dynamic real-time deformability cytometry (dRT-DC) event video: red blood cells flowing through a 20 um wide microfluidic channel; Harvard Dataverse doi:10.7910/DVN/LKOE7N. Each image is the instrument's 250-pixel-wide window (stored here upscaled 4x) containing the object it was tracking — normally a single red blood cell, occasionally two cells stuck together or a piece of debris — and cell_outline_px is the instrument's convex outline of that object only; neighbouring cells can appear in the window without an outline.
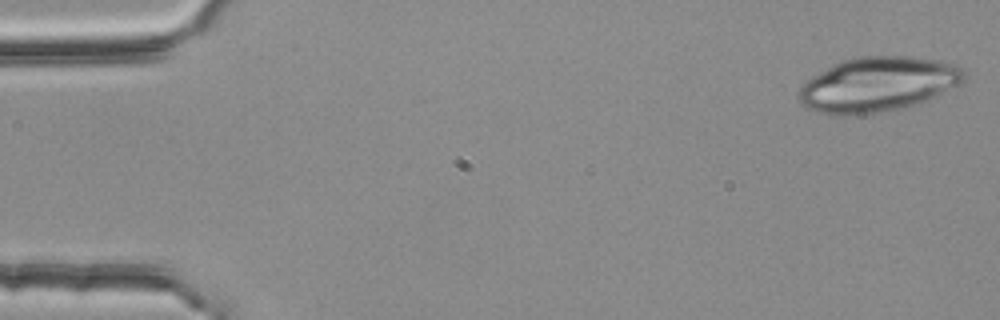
{"species": "common noctule bat (a hibernating species)", "species_latin": "Nyctalus noctula", "temperature_condition": "room temperature", "stored_images_in_passage": 53, "camera_frame_rate_fps": 3000, "um_per_image_px": 0.085, "animal": {"sex": "female", "body_mass_g": 25.1}, "frame": {"image": 1, "passage_image": 1, "time_ms": 0.0, "image_size_px": [1000, 320], "cell_outline_px": [[964, 80], [960, 84], [936, 96], [912, 104], [896, 108], [876, 112], [844, 116], [836, 116], [816, 112], [800, 104], [796, 96], [800, 88], [812, 76], [832, 64], [844, 60], [860, 56], [912, 56], [940, 60], [956, 64], [964, 68]], "centroid_in_image_um": [74.58, 7.16], "position_along_channel_um": 10.4, "area_um2": 52.66}}
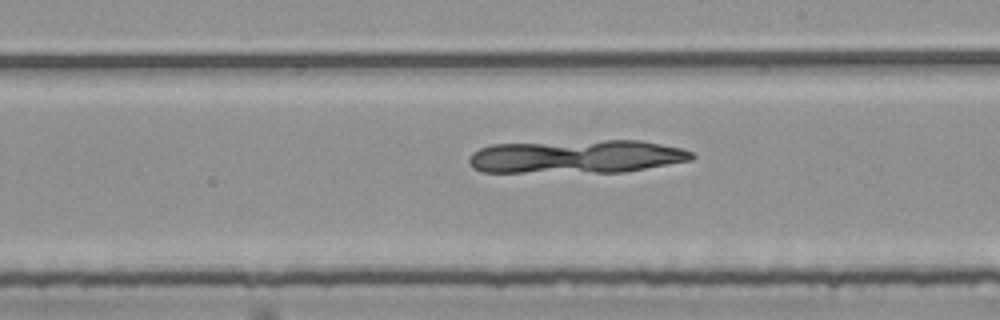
{"frame": {"image": 2, "passage_image": 30, "time_ms": 9.667, "image_size_px": [1000, 320], "cell_outline_px": [[696, 156], [692, 160], [624, 172], [484, 172], [472, 168], [468, 164], [468, 156], [472, 152], [480, 148], [492, 144], [604, 140], [640, 140], [680, 148], [692, 152]], "centroid_in_image_um": [48.97, 13.31], "position_along_channel_um": 240.0, "area_um2": 43.47}}
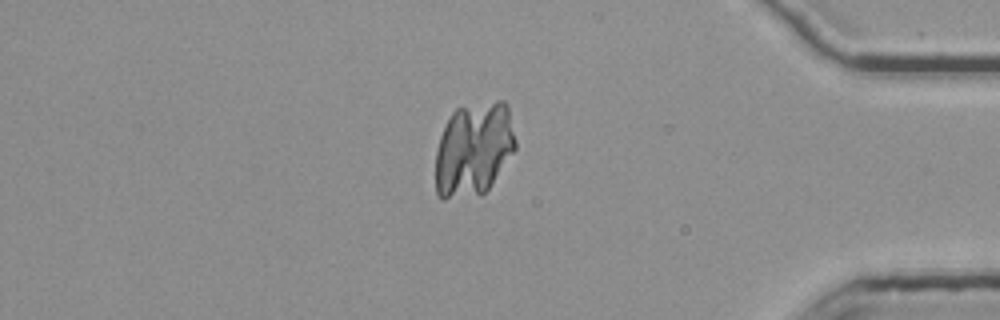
{"frame": {"image": 3, "passage_image": 45, "time_ms": 14.667, "image_size_px": [1000, 320], "cell_outline_px": [[516, 148], [488, 188], [480, 196], [444, 200], [440, 200], [436, 192], [436, 152], [440, 136], [452, 112], [456, 108], [496, 100], [504, 100], [508, 104], [516, 140]], "centroid_in_image_um": [40.26, 12.69], "position_along_channel_um": 394.9, "area_um2": 44.1}}